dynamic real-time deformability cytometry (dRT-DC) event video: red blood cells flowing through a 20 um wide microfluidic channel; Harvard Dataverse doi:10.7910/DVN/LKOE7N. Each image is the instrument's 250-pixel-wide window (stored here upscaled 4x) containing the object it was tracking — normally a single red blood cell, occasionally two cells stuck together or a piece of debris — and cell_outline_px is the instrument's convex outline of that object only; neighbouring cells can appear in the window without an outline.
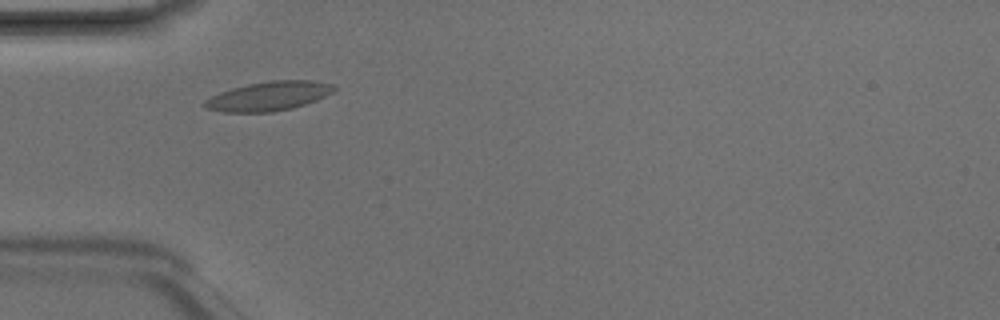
{"species": "Egyptian fruit bat (a non-hibernating species)", "species_latin": "Rousettus aegyptiacus", "temperature_condition": "room temperature", "stored_images_in_passage": 3, "camera_frame_rate_fps": 3000, "um_per_image_px": 0.085, "animal": {"sex": "male"}, "frame": {"image": 1, "passage_image": 2, "time_ms": 0.333, "image_size_px": [1000, 320], "cell_outline_px": [[336, 88], [332, 92], [316, 100], [292, 108], [272, 112], [224, 112], [204, 108], [204, 100], [220, 92], [232, 88], [248, 84], [272, 80], [312, 80], [332, 84]], "centroid_in_image_um": [22.82, 8.17], "position_along_channel_um": 62.2, "area_um2": 21.85}}